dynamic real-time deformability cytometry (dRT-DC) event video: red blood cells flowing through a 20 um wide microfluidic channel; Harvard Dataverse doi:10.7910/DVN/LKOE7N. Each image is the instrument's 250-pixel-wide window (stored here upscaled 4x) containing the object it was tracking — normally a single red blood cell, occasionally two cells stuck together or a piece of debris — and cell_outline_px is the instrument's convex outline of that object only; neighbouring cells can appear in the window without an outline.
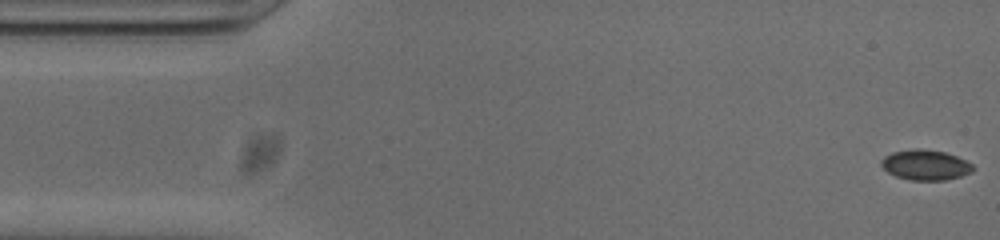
{"species": "common noctule bat (a hibernating species)", "species_latin": "Nyctalus noctula", "temperature_condition": "cold", "stored_images_in_passage": 53, "camera_frame_rate_fps": 3000, "um_per_image_px": 0.085, "animal": {"sex": "male", "body_mass_g": 20.0, "forearm_length_mm": 53.3}, "frame": {"image": 1, "passage_image": 1, "time_ms": 0.0, "image_size_px": [1000, 240], "cell_outline_px": [[976, 168], [972, 172], [960, 176], [944, 180], [908, 180], [896, 176], [888, 172], [880, 164], [880, 160], [884, 156], [892, 152], [916, 148], [944, 152], [956, 156], [972, 164]], "centroid_in_image_um": [78.65, 14.02], "position_along_channel_um": 6.4, "area_um2": 16.13}}
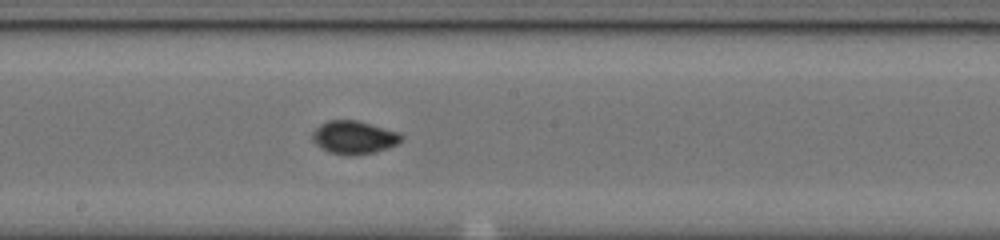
{"frame": {"image": 2, "passage_image": 27, "time_ms": 8.667, "image_size_px": [1000, 240], "cell_outline_px": [[404, 140], [396, 144], [372, 152], [328, 152], [316, 144], [312, 140], [312, 132], [320, 124], [328, 120], [360, 120], [400, 132], [404, 136]], "centroid_in_image_um": [30.11, 11.6], "position_along_channel_um": 218.1, "area_um2": 16.65}}
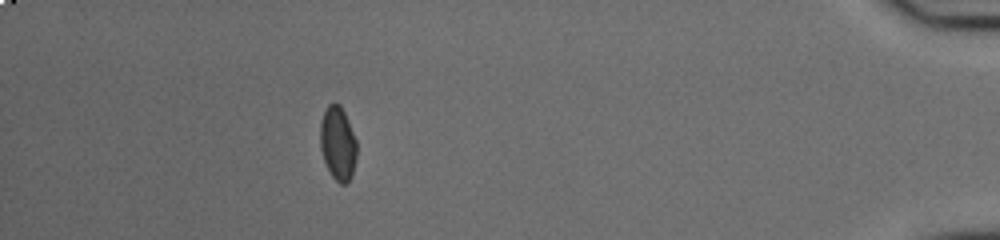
{"frame": {"image": 3, "passage_image": 47, "time_ms": 15.333, "image_size_px": [1000, 240], "cell_outline_px": [[356, 156], [352, 176], [344, 184], [340, 184], [332, 176], [324, 160], [320, 148], [320, 124], [324, 112], [328, 104], [340, 104], [344, 112], [356, 140]], "centroid_in_image_um": [28.71, 12.19], "position_along_channel_um": 406.5, "area_um2": 15.49}, "authors_computed_cell_mechanics": {"area_um2": 16.0106, "velocity_mm_per_s": 3.7893, "shape_relaxation_time_tau1_ms": 7.1127, "shape_relaxation_time_tau2_ms": 1.2724, "deformation_change_tau1": 0.1135, "deformation_change_tau2": 0.0294}}